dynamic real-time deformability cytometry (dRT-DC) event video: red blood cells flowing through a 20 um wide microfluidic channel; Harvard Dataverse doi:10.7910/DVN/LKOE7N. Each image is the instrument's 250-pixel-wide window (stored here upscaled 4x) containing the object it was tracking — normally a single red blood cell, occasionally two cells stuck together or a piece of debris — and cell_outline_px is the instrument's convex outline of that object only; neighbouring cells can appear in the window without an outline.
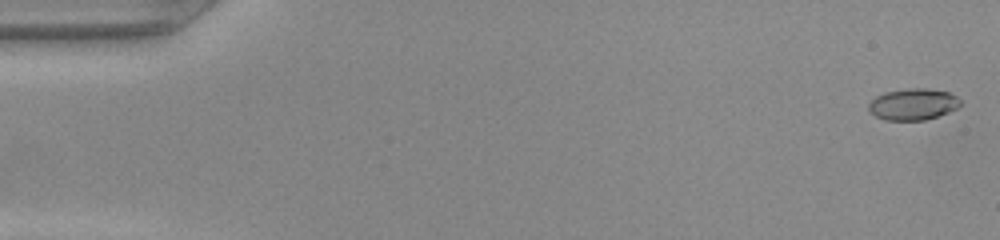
{"species": "common noctule bat (a hibernating species)", "species_latin": "Nyctalus noctula", "temperature_condition": "warm", "stored_images_in_passage": 44, "camera_frame_rate_fps": 3000, "um_per_image_px": 0.085, "animal": {"sex": "female", "body_mass_g": 22.0, "forearm_length_mm": 56.7}, "frame": {"image": 1, "passage_image": 1, "time_ms": 0.0, "image_size_px": [1000, 240], "cell_outline_px": [[960, 104], [956, 108], [948, 112], [924, 120], [884, 120], [868, 112], [868, 104], [876, 96], [884, 92], [908, 88], [928, 88], [948, 92], [956, 96], [960, 100]], "centroid_in_image_um": [77.57, 8.85], "position_along_channel_um": 7.4, "area_um2": 16.82}}
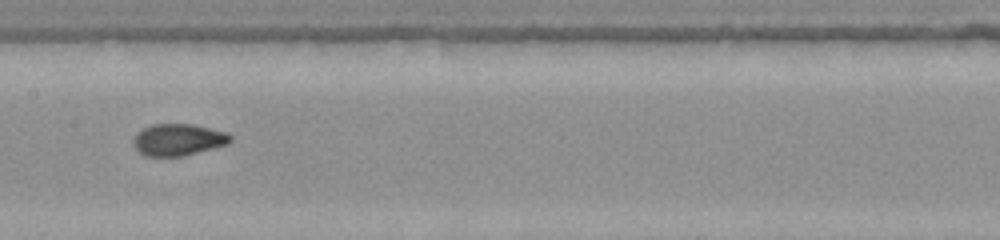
{"frame": {"image": 2, "passage_image": 25, "time_ms": 8.0, "image_size_px": [1000, 240], "cell_outline_px": [[232, 140], [228, 144], [184, 156], [144, 156], [136, 148], [132, 140], [136, 132], [152, 124], [192, 124], [224, 132], [232, 136]], "centroid_in_image_um": [15.13, 11.88], "position_along_channel_um": 192.3, "area_um2": 17.92}}
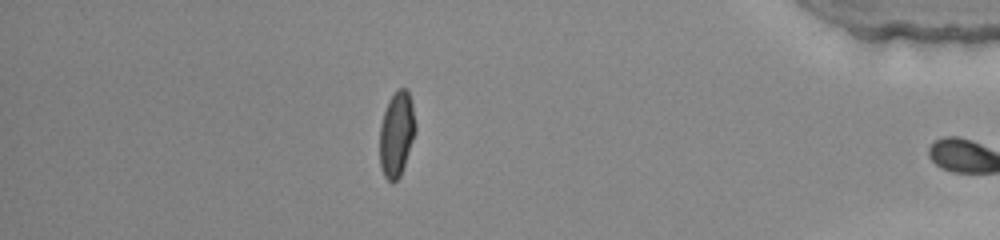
{"frame": {"image": 3, "passage_image": 43, "time_ms": 14.0, "image_size_px": [1000, 240], "cell_outline_px": [[416, 128], [400, 176], [392, 184], [384, 176], [380, 168], [380, 124], [388, 100], [400, 88], [404, 88], [408, 92], [412, 104], [416, 124]], "centroid_in_image_um": [33.69, 11.41], "position_along_channel_um": 401.5, "area_um2": 17.46}}